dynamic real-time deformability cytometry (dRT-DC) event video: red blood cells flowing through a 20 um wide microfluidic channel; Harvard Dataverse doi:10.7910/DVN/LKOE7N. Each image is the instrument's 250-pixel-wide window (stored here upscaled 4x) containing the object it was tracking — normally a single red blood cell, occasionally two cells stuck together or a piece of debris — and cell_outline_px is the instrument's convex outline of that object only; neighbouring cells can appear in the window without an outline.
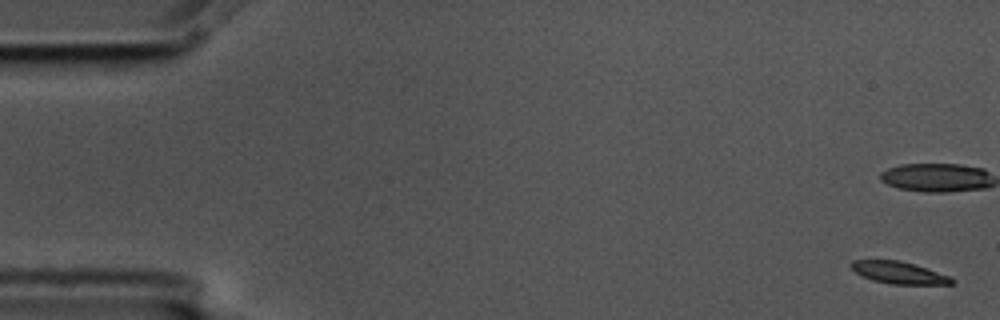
{"species": "common noctule bat (a hibernating species)", "species_latin": "Nyctalus noctula", "temperature_condition": "cold", "stored_images_in_passage": 5, "camera_frame_rate_fps": 3000, "um_per_image_px": 0.085, "animal": {"sex": "male", "body_mass_g": 17.5, "forearm_length_mm": 52.3}, "frame": {"image": 1, "passage_image": 1, "time_ms": 0.0, "image_size_px": [1000, 320], "cell_outline_px": [[956, 280], [952, 284], [892, 284], [872, 280], [856, 272], [848, 264], [852, 260], [900, 260], [952, 276]], "centroid_in_image_um": [76.44, 23.17], "position_along_channel_um": 8.6, "area_um2": 12.95}}